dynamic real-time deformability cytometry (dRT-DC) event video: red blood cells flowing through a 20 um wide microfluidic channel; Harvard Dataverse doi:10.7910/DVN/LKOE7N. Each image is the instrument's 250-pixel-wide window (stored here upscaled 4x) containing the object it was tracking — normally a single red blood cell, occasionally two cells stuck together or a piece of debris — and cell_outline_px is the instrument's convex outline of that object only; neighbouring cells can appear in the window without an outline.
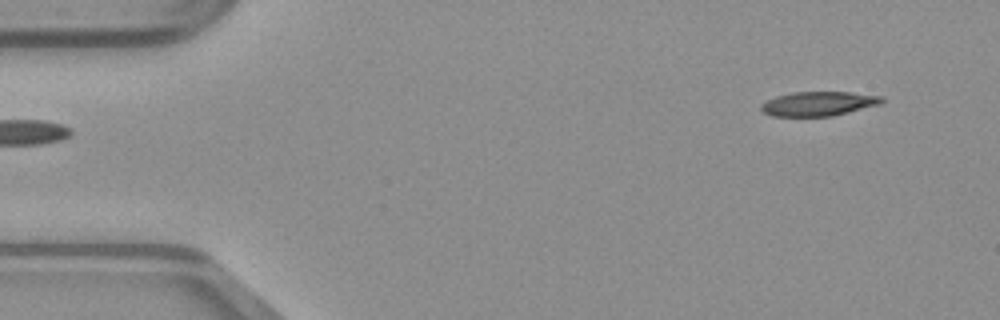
{"species": "common noctule bat (a hibernating species)", "species_latin": "Nyctalus noctula", "temperature_condition": "warm", "stored_images_in_passage": 46, "camera_frame_rate_fps": 3000, "um_per_image_px": 0.085, "animal": {"sex": "male", "body_mass_g": 23.1, "forearm_length_mm": 52.7}, "frame": {"image": 1, "passage_image": 1, "time_ms": 0.0, "image_size_px": [1000, 320], "cell_outline_px": [[884, 100], [880, 104], [832, 116], [772, 116], [764, 112], [760, 108], [760, 104], [776, 96], [792, 92], [852, 92], [884, 96]], "centroid_in_image_um": [69.58, 8.81], "position_along_channel_um": 15.4, "area_um2": 17.11}}
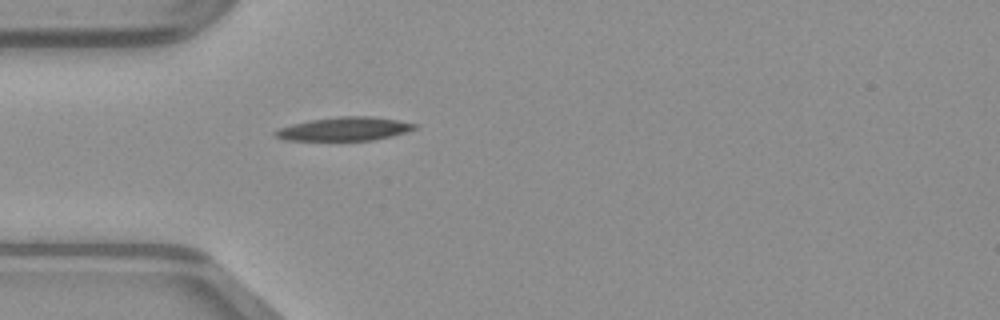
{"frame": {"image": 2, "passage_image": 11, "time_ms": 3.333, "image_size_px": [1000, 320], "cell_outline_px": [[420, 124], [416, 128], [392, 136], [372, 140], [284, 140], [276, 136], [272, 132], [280, 128], [292, 124], [308, 120], [340, 116], [368, 116], [396, 120]], "centroid_in_image_um": [29.27, 10.95], "position_along_channel_um": 55.7, "area_um2": 19.02}}
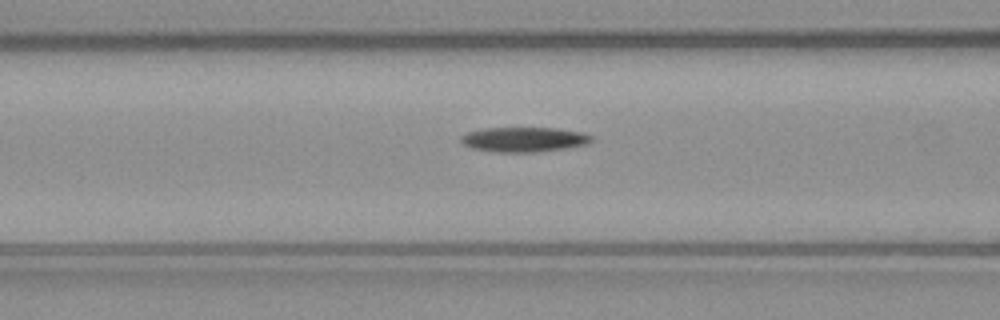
{"frame": {"image": 3, "passage_image": 16, "time_ms": 5.0, "image_size_px": [1000, 320], "cell_outline_px": [[592, 140], [588, 144], [568, 148], [532, 152], [496, 152], [472, 148], [464, 144], [460, 140], [460, 136], [468, 132], [484, 128], [556, 128], [584, 132], [592, 136]], "centroid_in_image_um": [44.56, 11.85], "position_along_channel_um": 122.0, "area_um2": 18.9}}